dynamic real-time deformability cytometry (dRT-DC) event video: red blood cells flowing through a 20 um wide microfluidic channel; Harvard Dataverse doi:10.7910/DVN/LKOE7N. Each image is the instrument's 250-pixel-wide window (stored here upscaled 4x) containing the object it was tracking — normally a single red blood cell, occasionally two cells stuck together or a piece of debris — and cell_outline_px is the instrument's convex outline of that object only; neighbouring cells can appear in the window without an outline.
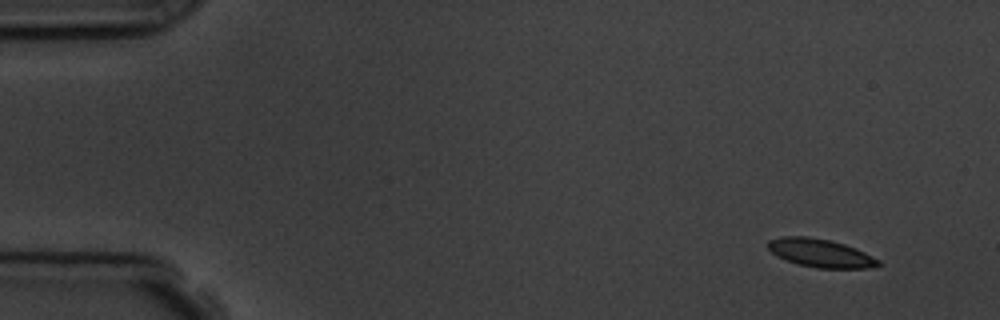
{"species": "common noctule bat (a hibernating species)", "species_latin": "Nyctalus noctula", "temperature_condition": "room temperature", "stored_images_in_passage": 4, "camera_frame_rate_fps": 3000, "um_per_image_px": 0.085, "animal": {"sex": "male", "body_mass_g": 19.5, "forearm_length_mm": 54.6}, "frame": {"image": 1, "passage_image": 1, "time_ms": 0.0, "image_size_px": [1000, 320], "cell_outline_px": [[884, 264], [868, 268], [816, 268], [784, 260], [772, 252], [768, 248], [768, 240], [780, 236], [808, 236], [832, 240], [856, 248], [880, 260]], "centroid_in_image_um": [69.75, 21.5], "position_along_channel_um": 15.2, "area_um2": 18.32}}